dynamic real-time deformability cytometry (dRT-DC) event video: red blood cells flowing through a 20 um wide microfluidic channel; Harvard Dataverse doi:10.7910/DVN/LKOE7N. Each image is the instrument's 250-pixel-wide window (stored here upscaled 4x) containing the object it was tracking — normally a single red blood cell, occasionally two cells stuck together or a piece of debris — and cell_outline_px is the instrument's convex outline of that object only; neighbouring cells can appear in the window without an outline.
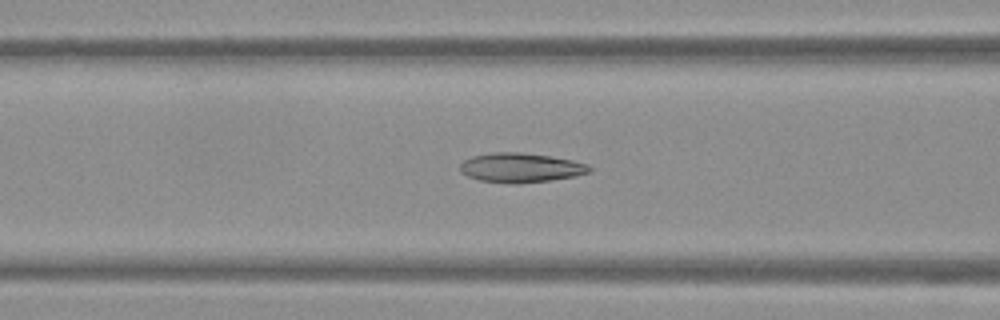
{"species": "Egyptian fruit bat (a non-hibernating species)", "species_latin": "Rousettus aegyptiacus", "temperature_condition": "warm", "stored_images_in_passage": 40, "camera_frame_rate_fps": 3000, "um_per_image_px": 0.085, "frame": {"image": 1, "passage_image": 15, "time_ms": 4.667, "image_size_px": [1000, 320], "cell_outline_px": [[592, 172], [576, 176], [520, 184], [508, 184], [480, 180], [468, 176], [460, 172], [460, 164], [464, 160], [472, 156], [492, 152], [520, 152], [552, 156], [572, 160], [588, 164], [592, 168]], "centroid_in_image_um": [44.27, 14.25], "position_along_channel_um": 122.3, "area_um2": 22.43}}
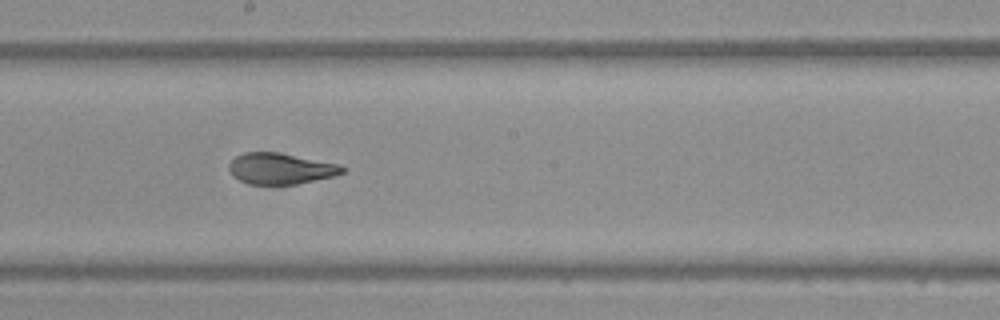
{"frame": {"image": 2, "passage_image": 23, "time_ms": 7.333, "image_size_px": [1000, 320], "cell_outline_px": [[348, 168], [344, 172], [336, 176], [296, 184], [248, 184], [232, 176], [228, 168], [228, 164], [236, 156], [244, 152], [276, 152], [340, 164]], "centroid_in_image_um": [23.87, 14.33], "position_along_channel_um": 224.3, "area_um2": 20.63}}
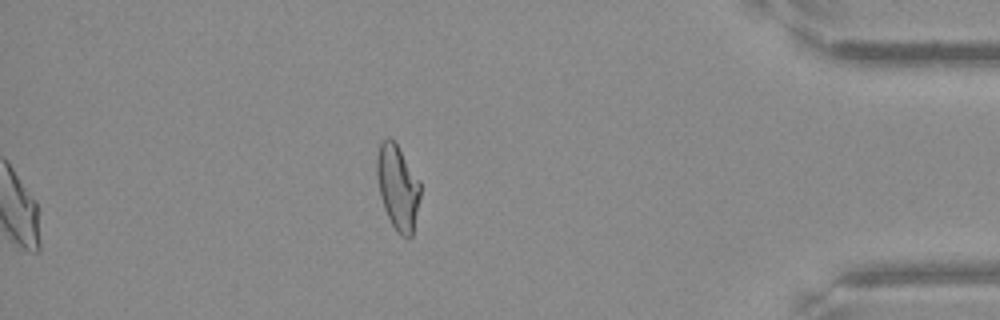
{"frame": {"image": 3, "passage_image": 40, "time_ms": 13.0, "image_size_px": [1000, 320], "cell_outline_px": [[420, 196], [412, 236], [400, 236], [396, 232], [384, 208], [380, 196], [376, 176], [376, 156], [380, 144], [388, 136], [396, 144], [420, 180]], "centroid_in_image_um": [33.79, 15.92], "position_along_channel_um": 401.4, "area_um2": 21.39}, "authors_computed_cell_mechanics": {"area_um2": 21.964, "velocity_mm_per_s": 3.8196, "shape_relaxation_time_tau1_ms": 8.7534, "shape_relaxation_time_tau2_ms": 1.2995, "deformation_change_tau1": 0.2242, "deformation_change_tau2": 0.0815}}